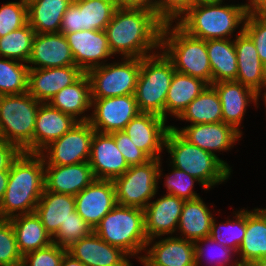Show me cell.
<instances>
[{
    "label": "cell",
    "mask_w": 266,
    "mask_h": 266,
    "mask_svg": "<svg viewBox=\"0 0 266 266\" xmlns=\"http://www.w3.org/2000/svg\"><path fill=\"white\" fill-rule=\"evenodd\" d=\"M27 5L19 2H8L0 7V37L15 31L28 23Z\"/></svg>",
    "instance_id": "cell-42"
},
{
    "label": "cell",
    "mask_w": 266,
    "mask_h": 266,
    "mask_svg": "<svg viewBox=\"0 0 266 266\" xmlns=\"http://www.w3.org/2000/svg\"><path fill=\"white\" fill-rule=\"evenodd\" d=\"M213 215L201 197L185 200L177 231L182 233L179 238L188 241H198L210 235Z\"/></svg>",
    "instance_id": "cell-30"
},
{
    "label": "cell",
    "mask_w": 266,
    "mask_h": 266,
    "mask_svg": "<svg viewBox=\"0 0 266 266\" xmlns=\"http://www.w3.org/2000/svg\"><path fill=\"white\" fill-rule=\"evenodd\" d=\"M199 242L202 243V244L204 242L205 245L207 243L211 244V245L213 244V246H215V244H216V248H218V249L220 248L219 253L216 252L217 256H219V258H217V259L215 258L216 260L213 258V260H212V261H214V263L216 262V264H214L216 266H226V265L228 266L229 264H227V263L232 262V261H230V259H232V254L233 253L237 254V251H235L234 249H230V248H228L226 246H223V245H221L220 243H218L217 241L213 240L212 238H210L208 236V237L202 238V239L194 242V246H195V266H200V263H201L200 260L203 258V255L205 256V254H206L205 253L206 249L204 250L202 248V246H200ZM214 251H216V249ZM217 256H215V257H217ZM218 259H219V261H218ZM211 263H213V262H211ZM232 263L234 265L232 264V265H229V266H242L240 264V261H238V258H237V260L235 262H232Z\"/></svg>",
    "instance_id": "cell-48"
},
{
    "label": "cell",
    "mask_w": 266,
    "mask_h": 266,
    "mask_svg": "<svg viewBox=\"0 0 266 266\" xmlns=\"http://www.w3.org/2000/svg\"><path fill=\"white\" fill-rule=\"evenodd\" d=\"M21 152L16 145L0 138V171H9L11 164Z\"/></svg>",
    "instance_id": "cell-50"
},
{
    "label": "cell",
    "mask_w": 266,
    "mask_h": 266,
    "mask_svg": "<svg viewBox=\"0 0 266 266\" xmlns=\"http://www.w3.org/2000/svg\"><path fill=\"white\" fill-rule=\"evenodd\" d=\"M76 211L94 228L116 205L115 187L112 180L95 179L75 196Z\"/></svg>",
    "instance_id": "cell-16"
},
{
    "label": "cell",
    "mask_w": 266,
    "mask_h": 266,
    "mask_svg": "<svg viewBox=\"0 0 266 266\" xmlns=\"http://www.w3.org/2000/svg\"><path fill=\"white\" fill-rule=\"evenodd\" d=\"M154 239L156 238L148 240L146 252L147 256L155 264L163 266H195L194 242L177 236H168L153 244ZM150 244H152L151 247H149Z\"/></svg>",
    "instance_id": "cell-26"
},
{
    "label": "cell",
    "mask_w": 266,
    "mask_h": 266,
    "mask_svg": "<svg viewBox=\"0 0 266 266\" xmlns=\"http://www.w3.org/2000/svg\"><path fill=\"white\" fill-rule=\"evenodd\" d=\"M9 178V171H0V202L3 199L4 193L7 188Z\"/></svg>",
    "instance_id": "cell-54"
},
{
    "label": "cell",
    "mask_w": 266,
    "mask_h": 266,
    "mask_svg": "<svg viewBox=\"0 0 266 266\" xmlns=\"http://www.w3.org/2000/svg\"><path fill=\"white\" fill-rule=\"evenodd\" d=\"M171 128L177 131L189 143L215 155L230 171H232L229 164L221 160L214 151L220 152L230 150L237 139L242 137L243 134L238 132L233 126L224 122H219L192 124L181 129L171 125Z\"/></svg>",
    "instance_id": "cell-14"
},
{
    "label": "cell",
    "mask_w": 266,
    "mask_h": 266,
    "mask_svg": "<svg viewBox=\"0 0 266 266\" xmlns=\"http://www.w3.org/2000/svg\"><path fill=\"white\" fill-rule=\"evenodd\" d=\"M29 69L66 67L75 65V61L63 33H36L32 52L27 62ZM37 65V66H36Z\"/></svg>",
    "instance_id": "cell-21"
},
{
    "label": "cell",
    "mask_w": 266,
    "mask_h": 266,
    "mask_svg": "<svg viewBox=\"0 0 266 266\" xmlns=\"http://www.w3.org/2000/svg\"><path fill=\"white\" fill-rule=\"evenodd\" d=\"M208 84L200 78L174 72L165 102L167 113L178 117L182 111L205 89Z\"/></svg>",
    "instance_id": "cell-34"
},
{
    "label": "cell",
    "mask_w": 266,
    "mask_h": 266,
    "mask_svg": "<svg viewBox=\"0 0 266 266\" xmlns=\"http://www.w3.org/2000/svg\"><path fill=\"white\" fill-rule=\"evenodd\" d=\"M79 7L81 30H105L116 10L114 0H73Z\"/></svg>",
    "instance_id": "cell-36"
},
{
    "label": "cell",
    "mask_w": 266,
    "mask_h": 266,
    "mask_svg": "<svg viewBox=\"0 0 266 266\" xmlns=\"http://www.w3.org/2000/svg\"><path fill=\"white\" fill-rule=\"evenodd\" d=\"M263 95H264V96H262V97H263V99H264L265 106H266V92H264Z\"/></svg>",
    "instance_id": "cell-60"
},
{
    "label": "cell",
    "mask_w": 266,
    "mask_h": 266,
    "mask_svg": "<svg viewBox=\"0 0 266 266\" xmlns=\"http://www.w3.org/2000/svg\"><path fill=\"white\" fill-rule=\"evenodd\" d=\"M18 249L22 256L31 251L47 247L52 242V236L45 230L35 212L20 214L9 218Z\"/></svg>",
    "instance_id": "cell-29"
},
{
    "label": "cell",
    "mask_w": 266,
    "mask_h": 266,
    "mask_svg": "<svg viewBox=\"0 0 266 266\" xmlns=\"http://www.w3.org/2000/svg\"><path fill=\"white\" fill-rule=\"evenodd\" d=\"M20 253L9 219H0V266H21Z\"/></svg>",
    "instance_id": "cell-41"
},
{
    "label": "cell",
    "mask_w": 266,
    "mask_h": 266,
    "mask_svg": "<svg viewBox=\"0 0 266 266\" xmlns=\"http://www.w3.org/2000/svg\"><path fill=\"white\" fill-rule=\"evenodd\" d=\"M41 102L28 92L0 96V138L33 153V132Z\"/></svg>",
    "instance_id": "cell-7"
},
{
    "label": "cell",
    "mask_w": 266,
    "mask_h": 266,
    "mask_svg": "<svg viewBox=\"0 0 266 266\" xmlns=\"http://www.w3.org/2000/svg\"><path fill=\"white\" fill-rule=\"evenodd\" d=\"M175 72L173 63L160 49L141 58V68L134 93L140 112L154 113L165 119L167 92Z\"/></svg>",
    "instance_id": "cell-8"
},
{
    "label": "cell",
    "mask_w": 266,
    "mask_h": 266,
    "mask_svg": "<svg viewBox=\"0 0 266 266\" xmlns=\"http://www.w3.org/2000/svg\"><path fill=\"white\" fill-rule=\"evenodd\" d=\"M115 140L116 146L123 155L128 166L141 165L150 160V158L134 143L129 136L122 131L110 133Z\"/></svg>",
    "instance_id": "cell-47"
},
{
    "label": "cell",
    "mask_w": 266,
    "mask_h": 266,
    "mask_svg": "<svg viewBox=\"0 0 266 266\" xmlns=\"http://www.w3.org/2000/svg\"><path fill=\"white\" fill-rule=\"evenodd\" d=\"M208 58L212 70V83L236 81L238 68L234 40H206Z\"/></svg>",
    "instance_id": "cell-33"
},
{
    "label": "cell",
    "mask_w": 266,
    "mask_h": 266,
    "mask_svg": "<svg viewBox=\"0 0 266 266\" xmlns=\"http://www.w3.org/2000/svg\"><path fill=\"white\" fill-rule=\"evenodd\" d=\"M166 119L154 113L140 112L123 129L131 141L150 159H161L165 139L171 125Z\"/></svg>",
    "instance_id": "cell-13"
},
{
    "label": "cell",
    "mask_w": 266,
    "mask_h": 266,
    "mask_svg": "<svg viewBox=\"0 0 266 266\" xmlns=\"http://www.w3.org/2000/svg\"><path fill=\"white\" fill-rule=\"evenodd\" d=\"M243 4L248 12H266V0H250Z\"/></svg>",
    "instance_id": "cell-52"
},
{
    "label": "cell",
    "mask_w": 266,
    "mask_h": 266,
    "mask_svg": "<svg viewBox=\"0 0 266 266\" xmlns=\"http://www.w3.org/2000/svg\"><path fill=\"white\" fill-rule=\"evenodd\" d=\"M66 249L85 266H132L126 252L103 241L94 231Z\"/></svg>",
    "instance_id": "cell-18"
},
{
    "label": "cell",
    "mask_w": 266,
    "mask_h": 266,
    "mask_svg": "<svg viewBox=\"0 0 266 266\" xmlns=\"http://www.w3.org/2000/svg\"><path fill=\"white\" fill-rule=\"evenodd\" d=\"M88 163L94 177L101 180H114L120 177L128 168L123 155L116 146L110 133L94 132L91 140Z\"/></svg>",
    "instance_id": "cell-17"
},
{
    "label": "cell",
    "mask_w": 266,
    "mask_h": 266,
    "mask_svg": "<svg viewBox=\"0 0 266 266\" xmlns=\"http://www.w3.org/2000/svg\"><path fill=\"white\" fill-rule=\"evenodd\" d=\"M165 148L170 153V165L199 180L205 190L225 182L231 171L213 154L189 143L177 131L169 129Z\"/></svg>",
    "instance_id": "cell-4"
},
{
    "label": "cell",
    "mask_w": 266,
    "mask_h": 266,
    "mask_svg": "<svg viewBox=\"0 0 266 266\" xmlns=\"http://www.w3.org/2000/svg\"><path fill=\"white\" fill-rule=\"evenodd\" d=\"M60 266H85V265H83L78 259H75L69 253L66 252L61 260Z\"/></svg>",
    "instance_id": "cell-53"
},
{
    "label": "cell",
    "mask_w": 266,
    "mask_h": 266,
    "mask_svg": "<svg viewBox=\"0 0 266 266\" xmlns=\"http://www.w3.org/2000/svg\"><path fill=\"white\" fill-rule=\"evenodd\" d=\"M35 35L36 32L27 23L25 26L0 37V57L27 64L31 56Z\"/></svg>",
    "instance_id": "cell-37"
},
{
    "label": "cell",
    "mask_w": 266,
    "mask_h": 266,
    "mask_svg": "<svg viewBox=\"0 0 266 266\" xmlns=\"http://www.w3.org/2000/svg\"><path fill=\"white\" fill-rule=\"evenodd\" d=\"M198 181L196 178L187 174L185 171L179 170L172 166V173L166 175L164 185L167 189V194L174 195L183 200H193L200 197L193 191L194 182Z\"/></svg>",
    "instance_id": "cell-44"
},
{
    "label": "cell",
    "mask_w": 266,
    "mask_h": 266,
    "mask_svg": "<svg viewBox=\"0 0 266 266\" xmlns=\"http://www.w3.org/2000/svg\"><path fill=\"white\" fill-rule=\"evenodd\" d=\"M194 1H195V5L223 2V0H194Z\"/></svg>",
    "instance_id": "cell-57"
},
{
    "label": "cell",
    "mask_w": 266,
    "mask_h": 266,
    "mask_svg": "<svg viewBox=\"0 0 266 266\" xmlns=\"http://www.w3.org/2000/svg\"><path fill=\"white\" fill-rule=\"evenodd\" d=\"M249 266H266V258L255 260Z\"/></svg>",
    "instance_id": "cell-56"
},
{
    "label": "cell",
    "mask_w": 266,
    "mask_h": 266,
    "mask_svg": "<svg viewBox=\"0 0 266 266\" xmlns=\"http://www.w3.org/2000/svg\"><path fill=\"white\" fill-rule=\"evenodd\" d=\"M96 178L88 162L72 165H45V189L76 196Z\"/></svg>",
    "instance_id": "cell-23"
},
{
    "label": "cell",
    "mask_w": 266,
    "mask_h": 266,
    "mask_svg": "<svg viewBox=\"0 0 266 266\" xmlns=\"http://www.w3.org/2000/svg\"><path fill=\"white\" fill-rule=\"evenodd\" d=\"M92 232L93 228L83 220L77 211H74L52 236V242L67 248L77 240L89 236Z\"/></svg>",
    "instance_id": "cell-40"
},
{
    "label": "cell",
    "mask_w": 266,
    "mask_h": 266,
    "mask_svg": "<svg viewBox=\"0 0 266 266\" xmlns=\"http://www.w3.org/2000/svg\"><path fill=\"white\" fill-rule=\"evenodd\" d=\"M194 5V0H156V15L163 23H173Z\"/></svg>",
    "instance_id": "cell-46"
},
{
    "label": "cell",
    "mask_w": 266,
    "mask_h": 266,
    "mask_svg": "<svg viewBox=\"0 0 266 266\" xmlns=\"http://www.w3.org/2000/svg\"><path fill=\"white\" fill-rule=\"evenodd\" d=\"M243 31L251 38L260 60L266 65V12H248Z\"/></svg>",
    "instance_id": "cell-43"
},
{
    "label": "cell",
    "mask_w": 266,
    "mask_h": 266,
    "mask_svg": "<svg viewBox=\"0 0 266 266\" xmlns=\"http://www.w3.org/2000/svg\"><path fill=\"white\" fill-rule=\"evenodd\" d=\"M184 202L181 198L166 194L148 203L143 209L148 240L165 234L171 235L177 231Z\"/></svg>",
    "instance_id": "cell-22"
},
{
    "label": "cell",
    "mask_w": 266,
    "mask_h": 266,
    "mask_svg": "<svg viewBox=\"0 0 266 266\" xmlns=\"http://www.w3.org/2000/svg\"><path fill=\"white\" fill-rule=\"evenodd\" d=\"M243 28L244 25L234 40L238 68L236 81L257 93L258 102L261 89L266 88V65L260 60L253 41Z\"/></svg>",
    "instance_id": "cell-19"
},
{
    "label": "cell",
    "mask_w": 266,
    "mask_h": 266,
    "mask_svg": "<svg viewBox=\"0 0 266 266\" xmlns=\"http://www.w3.org/2000/svg\"><path fill=\"white\" fill-rule=\"evenodd\" d=\"M118 8H139L156 13V0H114Z\"/></svg>",
    "instance_id": "cell-51"
},
{
    "label": "cell",
    "mask_w": 266,
    "mask_h": 266,
    "mask_svg": "<svg viewBox=\"0 0 266 266\" xmlns=\"http://www.w3.org/2000/svg\"><path fill=\"white\" fill-rule=\"evenodd\" d=\"M235 218L234 221L229 219L219 225L216 224V219H213L209 237L223 246L238 251L246 234V210L235 213Z\"/></svg>",
    "instance_id": "cell-39"
},
{
    "label": "cell",
    "mask_w": 266,
    "mask_h": 266,
    "mask_svg": "<svg viewBox=\"0 0 266 266\" xmlns=\"http://www.w3.org/2000/svg\"><path fill=\"white\" fill-rule=\"evenodd\" d=\"M164 23L160 49L171 60L176 72L200 78L212 84V70L206 40L188 35L177 24Z\"/></svg>",
    "instance_id": "cell-5"
},
{
    "label": "cell",
    "mask_w": 266,
    "mask_h": 266,
    "mask_svg": "<svg viewBox=\"0 0 266 266\" xmlns=\"http://www.w3.org/2000/svg\"><path fill=\"white\" fill-rule=\"evenodd\" d=\"M66 252V248L51 243L47 247L26 253L21 266H60Z\"/></svg>",
    "instance_id": "cell-45"
},
{
    "label": "cell",
    "mask_w": 266,
    "mask_h": 266,
    "mask_svg": "<svg viewBox=\"0 0 266 266\" xmlns=\"http://www.w3.org/2000/svg\"><path fill=\"white\" fill-rule=\"evenodd\" d=\"M28 64L0 58V96L28 91Z\"/></svg>",
    "instance_id": "cell-38"
},
{
    "label": "cell",
    "mask_w": 266,
    "mask_h": 266,
    "mask_svg": "<svg viewBox=\"0 0 266 266\" xmlns=\"http://www.w3.org/2000/svg\"><path fill=\"white\" fill-rule=\"evenodd\" d=\"M74 211H76L74 195L55 193L44 188L34 212L45 230L53 236Z\"/></svg>",
    "instance_id": "cell-28"
},
{
    "label": "cell",
    "mask_w": 266,
    "mask_h": 266,
    "mask_svg": "<svg viewBox=\"0 0 266 266\" xmlns=\"http://www.w3.org/2000/svg\"><path fill=\"white\" fill-rule=\"evenodd\" d=\"M177 118L190 122V125L223 122L222 106L216 89L207 85Z\"/></svg>",
    "instance_id": "cell-35"
},
{
    "label": "cell",
    "mask_w": 266,
    "mask_h": 266,
    "mask_svg": "<svg viewBox=\"0 0 266 266\" xmlns=\"http://www.w3.org/2000/svg\"><path fill=\"white\" fill-rule=\"evenodd\" d=\"M103 241L130 256L146 250L144 210L116 205L93 230Z\"/></svg>",
    "instance_id": "cell-6"
},
{
    "label": "cell",
    "mask_w": 266,
    "mask_h": 266,
    "mask_svg": "<svg viewBox=\"0 0 266 266\" xmlns=\"http://www.w3.org/2000/svg\"><path fill=\"white\" fill-rule=\"evenodd\" d=\"M44 176L41 154L21 152L9 170L7 188L0 202V219L33 213L45 188Z\"/></svg>",
    "instance_id": "cell-2"
},
{
    "label": "cell",
    "mask_w": 266,
    "mask_h": 266,
    "mask_svg": "<svg viewBox=\"0 0 266 266\" xmlns=\"http://www.w3.org/2000/svg\"><path fill=\"white\" fill-rule=\"evenodd\" d=\"M65 37L70 46L75 66H78L84 73L104 65L106 61L104 59L113 55L105 30H81L66 33Z\"/></svg>",
    "instance_id": "cell-15"
},
{
    "label": "cell",
    "mask_w": 266,
    "mask_h": 266,
    "mask_svg": "<svg viewBox=\"0 0 266 266\" xmlns=\"http://www.w3.org/2000/svg\"><path fill=\"white\" fill-rule=\"evenodd\" d=\"M237 254L242 266L266 258V219L257 209L246 210V234Z\"/></svg>",
    "instance_id": "cell-31"
},
{
    "label": "cell",
    "mask_w": 266,
    "mask_h": 266,
    "mask_svg": "<svg viewBox=\"0 0 266 266\" xmlns=\"http://www.w3.org/2000/svg\"><path fill=\"white\" fill-rule=\"evenodd\" d=\"M49 104L53 108L71 115L78 122H88L90 116L82 115L92 108L91 83L88 75L83 73L74 83L60 90L49 101Z\"/></svg>",
    "instance_id": "cell-27"
},
{
    "label": "cell",
    "mask_w": 266,
    "mask_h": 266,
    "mask_svg": "<svg viewBox=\"0 0 266 266\" xmlns=\"http://www.w3.org/2000/svg\"><path fill=\"white\" fill-rule=\"evenodd\" d=\"M77 31H81L79 7L74 2H72V4L67 8V11L63 15L60 33H63L65 35L66 33H74Z\"/></svg>",
    "instance_id": "cell-49"
},
{
    "label": "cell",
    "mask_w": 266,
    "mask_h": 266,
    "mask_svg": "<svg viewBox=\"0 0 266 266\" xmlns=\"http://www.w3.org/2000/svg\"><path fill=\"white\" fill-rule=\"evenodd\" d=\"M73 0H35L27 5L28 24L36 33H59Z\"/></svg>",
    "instance_id": "cell-32"
},
{
    "label": "cell",
    "mask_w": 266,
    "mask_h": 266,
    "mask_svg": "<svg viewBox=\"0 0 266 266\" xmlns=\"http://www.w3.org/2000/svg\"><path fill=\"white\" fill-rule=\"evenodd\" d=\"M257 210L263 215V217L266 219V208H257Z\"/></svg>",
    "instance_id": "cell-58"
},
{
    "label": "cell",
    "mask_w": 266,
    "mask_h": 266,
    "mask_svg": "<svg viewBox=\"0 0 266 266\" xmlns=\"http://www.w3.org/2000/svg\"><path fill=\"white\" fill-rule=\"evenodd\" d=\"M78 121L71 115L41 103L33 132V153H41L50 143L68 132Z\"/></svg>",
    "instance_id": "cell-24"
},
{
    "label": "cell",
    "mask_w": 266,
    "mask_h": 266,
    "mask_svg": "<svg viewBox=\"0 0 266 266\" xmlns=\"http://www.w3.org/2000/svg\"><path fill=\"white\" fill-rule=\"evenodd\" d=\"M161 159H150L129 168L113 180L118 205L144 209L157 194Z\"/></svg>",
    "instance_id": "cell-9"
},
{
    "label": "cell",
    "mask_w": 266,
    "mask_h": 266,
    "mask_svg": "<svg viewBox=\"0 0 266 266\" xmlns=\"http://www.w3.org/2000/svg\"><path fill=\"white\" fill-rule=\"evenodd\" d=\"M121 63H105L86 74L91 83V99L134 94L141 68L140 58H123Z\"/></svg>",
    "instance_id": "cell-10"
},
{
    "label": "cell",
    "mask_w": 266,
    "mask_h": 266,
    "mask_svg": "<svg viewBox=\"0 0 266 266\" xmlns=\"http://www.w3.org/2000/svg\"><path fill=\"white\" fill-rule=\"evenodd\" d=\"M163 24L153 11L117 7L105 28L110 51L124 58L152 55L160 49Z\"/></svg>",
    "instance_id": "cell-1"
},
{
    "label": "cell",
    "mask_w": 266,
    "mask_h": 266,
    "mask_svg": "<svg viewBox=\"0 0 266 266\" xmlns=\"http://www.w3.org/2000/svg\"><path fill=\"white\" fill-rule=\"evenodd\" d=\"M137 259H139L141 261L143 266H163L160 264H155L147 255L140 256Z\"/></svg>",
    "instance_id": "cell-55"
},
{
    "label": "cell",
    "mask_w": 266,
    "mask_h": 266,
    "mask_svg": "<svg viewBox=\"0 0 266 266\" xmlns=\"http://www.w3.org/2000/svg\"><path fill=\"white\" fill-rule=\"evenodd\" d=\"M83 73L75 65L29 69L27 92L37 101L49 103L60 90L74 83Z\"/></svg>",
    "instance_id": "cell-20"
},
{
    "label": "cell",
    "mask_w": 266,
    "mask_h": 266,
    "mask_svg": "<svg viewBox=\"0 0 266 266\" xmlns=\"http://www.w3.org/2000/svg\"><path fill=\"white\" fill-rule=\"evenodd\" d=\"M221 4H196L176 24L188 35L198 39H230L238 26L245 24L248 10L243 4Z\"/></svg>",
    "instance_id": "cell-3"
},
{
    "label": "cell",
    "mask_w": 266,
    "mask_h": 266,
    "mask_svg": "<svg viewBox=\"0 0 266 266\" xmlns=\"http://www.w3.org/2000/svg\"><path fill=\"white\" fill-rule=\"evenodd\" d=\"M217 91L222 106V119L241 133L239 127L250 102L257 105V93L237 81L211 84Z\"/></svg>",
    "instance_id": "cell-25"
},
{
    "label": "cell",
    "mask_w": 266,
    "mask_h": 266,
    "mask_svg": "<svg viewBox=\"0 0 266 266\" xmlns=\"http://www.w3.org/2000/svg\"><path fill=\"white\" fill-rule=\"evenodd\" d=\"M91 100L94 111L88 122L99 133L122 131L140 113L134 94Z\"/></svg>",
    "instance_id": "cell-12"
},
{
    "label": "cell",
    "mask_w": 266,
    "mask_h": 266,
    "mask_svg": "<svg viewBox=\"0 0 266 266\" xmlns=\"http://www.w3.org/2000/svg\"><path fill=\"white\" fill-rule=\"evenodd\" d=\"M94 132L89 122H77L68 132L42 150L40 154L45 165H72L88 162Z\"/></svg>",
    "instance_id": "cell-11"
},
{
    "label": "cell",
    "mask_w": 266,
    "mask_h": 266,
    "mask_svg": "<svg viewBox=\"0 0 266 266\" xmlns=\"http://www.w3.org/2000/svg\"><path fill=\"white\" fill-rule=\"evenodd\" d=\"M24 4L28 5L29 3L35 1V0H21Z\"/></svg>",
    "instance_id": "cell-59"
}]
</instances>
